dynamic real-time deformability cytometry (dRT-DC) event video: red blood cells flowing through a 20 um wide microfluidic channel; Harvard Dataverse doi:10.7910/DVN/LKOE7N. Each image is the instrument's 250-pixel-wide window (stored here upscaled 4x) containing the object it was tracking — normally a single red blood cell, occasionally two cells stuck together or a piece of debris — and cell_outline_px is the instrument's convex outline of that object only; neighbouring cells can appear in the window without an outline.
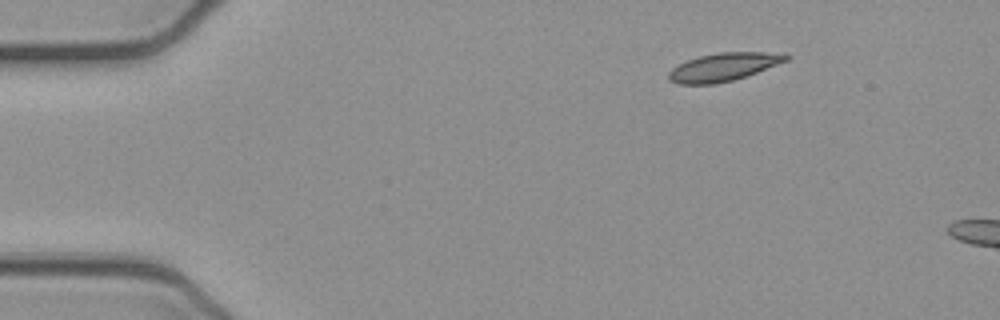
{"species": "common noctule bat (a hibernating species)", "species_latin": "Nyctalus noctula", "temperature_condition": "cold", "stored_images_in_passage": 5, "camera_frame_rate_fps": 3000, "um_per_image_px": 0.085, "animal": {"sex": "female", "body_mass_g": 21.9}, "frame": {"image": 1, "passage_image": 1, "time_ms": 0.0, "image_size_px": [1000, 320], "cell_outline_px": [[792, 56], [788, 60], [756, 72], [732, 80], [712, 84], [676, 84], [668, 80], [668, 72], [672, 68], [688, 60], [700, 56], [720, 52], [788, 52]], "centroid_in_image_um": [61.53, 5.68], "position_along_channel_um": 23.5, "area_um2": 19.19}}